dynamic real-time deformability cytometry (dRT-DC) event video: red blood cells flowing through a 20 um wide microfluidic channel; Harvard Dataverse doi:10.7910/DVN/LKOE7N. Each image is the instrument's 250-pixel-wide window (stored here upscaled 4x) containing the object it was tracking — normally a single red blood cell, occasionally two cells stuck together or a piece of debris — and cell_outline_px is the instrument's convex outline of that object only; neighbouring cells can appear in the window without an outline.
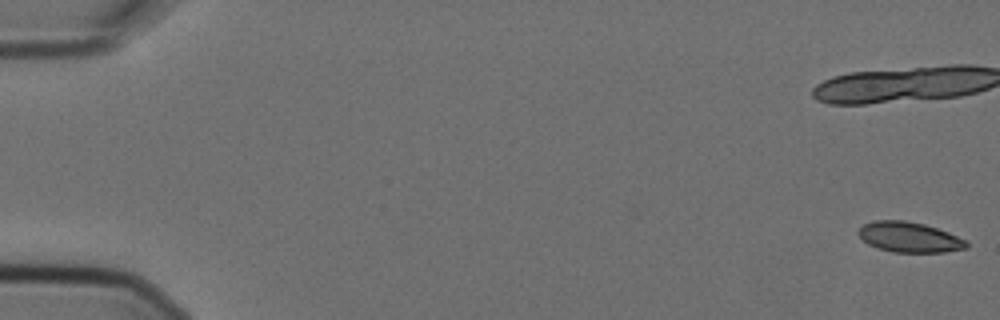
{"species": "Egyptian fruit bat (a non-hibernating species)", "species_latin": "Rousettus aegyptiacus", "temperature_condition": "cold", "stored_images_in_passage": 7, "camera_frame_rate_fps": 3000, "um_per_image_px": 0.085, "animal": {"sex": "female"}, "frame": {"image": 1, "passage_image": 1, "time_ms": 0.0, "image_size_px": [1000, 320], "cell_outline_px": [[968, 248], [944, 252], [892, 252], [868, 244], [856, 232], [864, 224], [872, 220], [904, 220], [924, 224], [948, 232], [968, 240]], "centroid_in_image_um": [77.31, 20.15], "position_along_channel_um": 7.7, "area_um2": 19.07}}
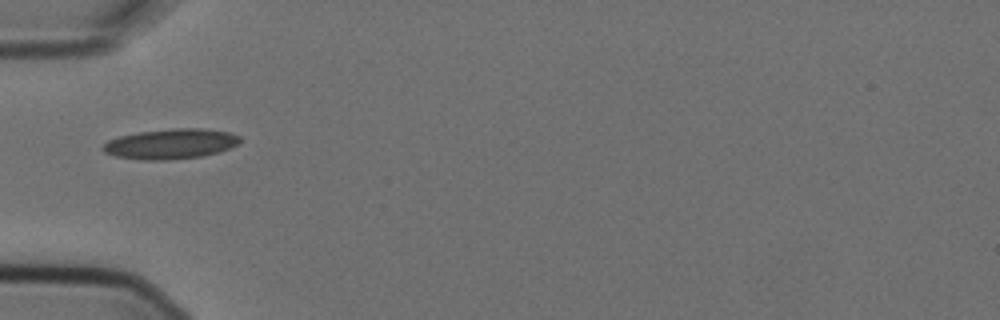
{"frame": {"image": 2, "passage_image": 6, "time_ms": 1.667, "image_size_px": [1000, 320], "cell_outline_px": [[240, 140], [236, 144], [228, 148], [216, 152], [200, 156], [168, 160], [140, 160], [116, 156], [104, 152], [100, 148], [108, 140], [120, 136], [140, 132], [172, 128], [204, 128], [228, 132], [240, 136]], "centroid_in_image_um": [14.46, 12.22], "position_along_channel_um": 70.5, "area_um2": 23.87}}
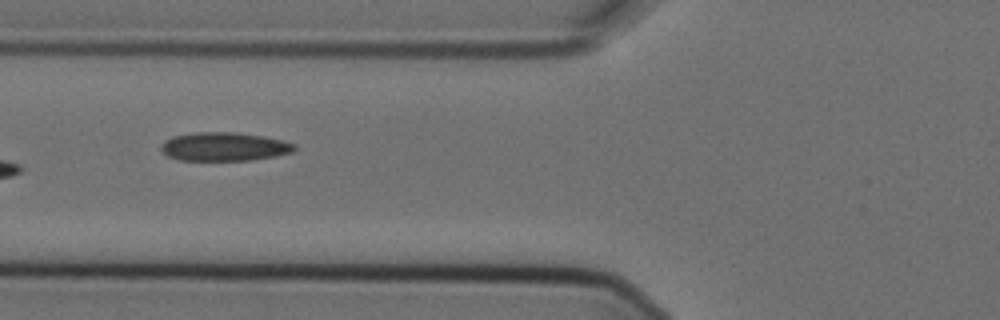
{"frame": {"image": 3, "passage_image": 7, "time_ms": 2.0, "image_size_px": [1000, 320], "cell_outline_px": [[296, 148], [292, 152], [276, 156], [248, 160], [180, 160], [168, 156], [160, 148], [160, 144], [164, 140], [172, 136], [196, 132], [232, 132], [264, 136], [296, 144]], "centroid_in_image_um": [19.03, 12.46], "position_along_channel_um": 106.8, "area_um2": 22.2}}